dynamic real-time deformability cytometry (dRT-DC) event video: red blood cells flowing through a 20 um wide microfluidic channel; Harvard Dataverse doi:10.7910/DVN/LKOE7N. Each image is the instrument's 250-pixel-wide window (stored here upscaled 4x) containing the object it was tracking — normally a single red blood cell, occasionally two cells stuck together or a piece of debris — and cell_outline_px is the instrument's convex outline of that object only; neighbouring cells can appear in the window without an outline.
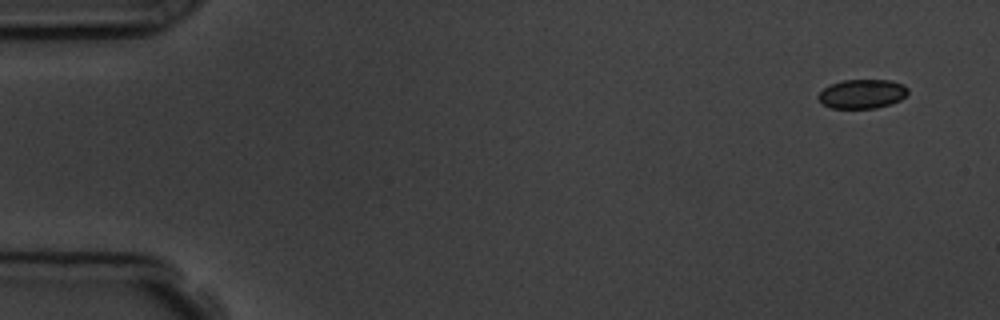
{"species": "common noctule bat (a hibernating species)", "species_latin": "Nyctalus noctula", "temperature_condition": "room temperature", "stored_images_in_passage": 6, "camera_frame_rate_fps": 3000, "um_per_image_px": 0.085, "animal": {"sex": "male", "body_mass_g": 19.5, "forearm_length_mm": 54.6}, "frame": {"image": 1, "passage_image": 1, "time_ms": 0.0, "image_size_px": [1000, 320], "cell_outline_px": [[908, 92], [900, 100], [876, 108], [832, 108], [824, 104], [816, 96], [824, 88], [832, 84], [844, 80], [892, 80], [904, 84], [908, 88]], "centroid_in_image_um": [73.3, 7.97], "position_along_channel_um": 11.7, "area_um2": 15.09}}
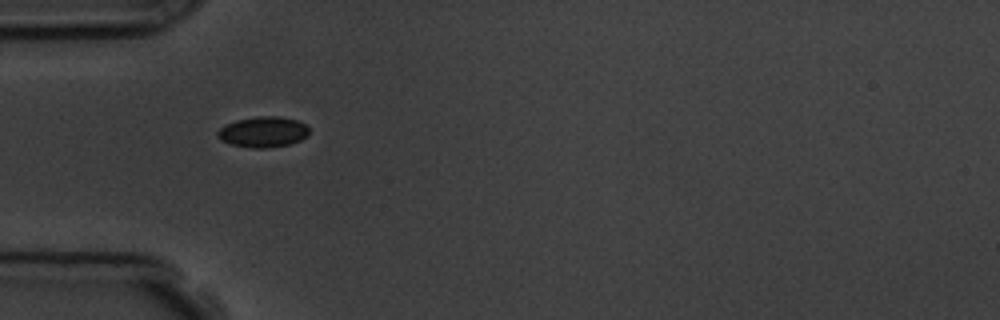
{"frame": {"image": 2, "passage_image": 5, "time_ms": 4.667, "image_size_px": [1000, 320], "cell_outline_px": [[308, 136], [300, 140], [288, 144], [268, 148], [252, 148], [232, 144], [220, 140], [216, 136], [216, 132], [224, 124], [236, 120], [260, 116], [276, 116], [296, 120], [308, 124]], "centroid_in_image_um": [22.35, 11.21], "position_along_channel_um": 62.7, "area_um2": 16.42}}